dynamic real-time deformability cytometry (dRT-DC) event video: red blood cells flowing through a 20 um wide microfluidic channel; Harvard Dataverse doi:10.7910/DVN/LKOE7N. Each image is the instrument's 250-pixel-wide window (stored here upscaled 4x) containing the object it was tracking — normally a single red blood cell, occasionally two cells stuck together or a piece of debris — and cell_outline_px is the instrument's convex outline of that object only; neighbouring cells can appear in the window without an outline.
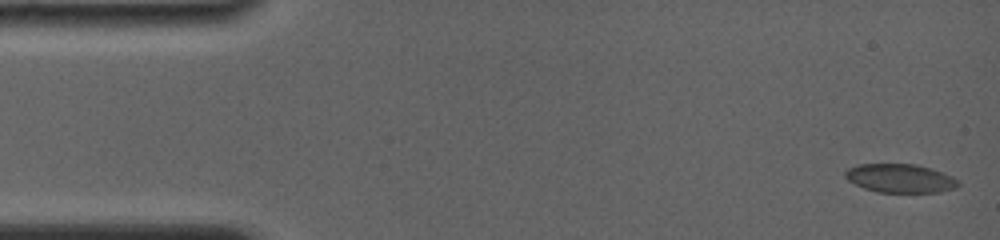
{"species": "common noctule bat (a hibernating species)", "species_latin": "Nyctalus noctula", "temperature_condition": "room temperature", "stored_images_in_passage": 30, "camera_frame_rate_fps": 4000, "um_per_image_px": 0.085, "animal": {"sex": "female", "body_mass_g": 19.0, "forearm_length_mm": 56.7}, "frame": {"image": 1, "passage_image": 1, "time_ms": 0.0, "image_size_px": [1000, 240], "cell_outline_px": [[960, 184], [956, 188], [940, 192], [876, 192], [864, 188], [848, 180], [844, 176], [844, 172], [848, 168], [860, 164], [916, 164], [932, 168], [952, 176], [960, 180]], "centroid_in_image_um": [76.55, 15.15], "position_along_channel_um": 8.5, "area_um2": 19.02}}
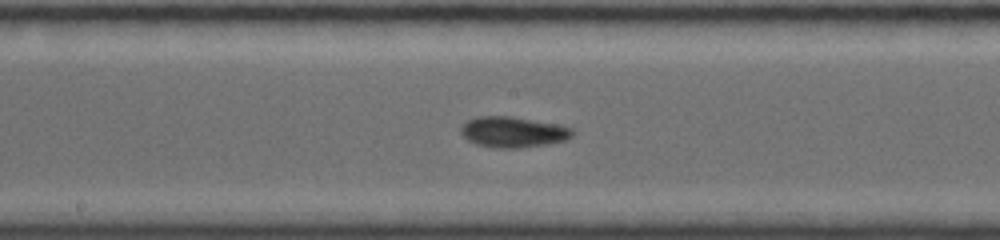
{"frame": {"image": 2, "passage_image": 18, "time_ms": 8.25, "image_size_px": [1000, 240], "cell_outline_px": [[576, 132], [572, 136], [564, 140], [548, 144], [520, 148], [496, 148], [476, 144], [468, 140], [460, 132], [460, 128], [468, 120], [476, 116], [512, 116], [560, 124], [572, 128]], "centroid_in_image_um": [43.64, 11.21], "position_along_channel_um": 204.6, "area_um2": 20.17}}
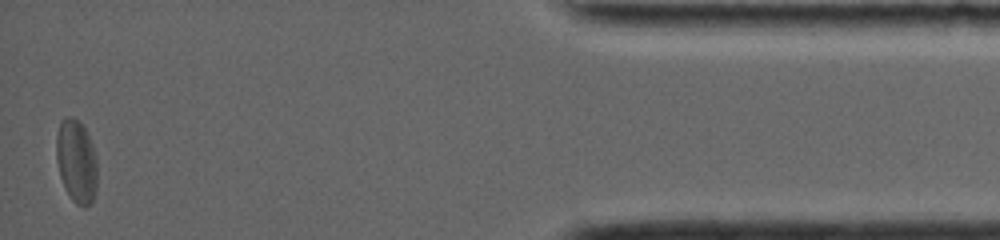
{"frame": {"image": 3, "passage_image": 30, "time_ms": 15.75, "image_size_px": [1000, 240], "cell_outline_px": [[96, 188], [92, 200], [84, 208], [76, 204], [72, 200], [60, 176], [56, 160], [56, 136], [60, 120], [64, 116], [68, 116], [76, 120], [84, 128], [92, 144], [96, 160]], "centroid_in_image_um": [6.47, 13.69], "position_along_channel_um": 428.7, "area_um2": 19.59}, "authors_computed_cell_mechanics": {"area_um2": 18.9584, "velocity_mm_per_s": 3.8066, "shape_relaxation_time_tau1_ms": 3.0183, "shape_relaxation_time_tau2_ms": 2.3547, "deformation_change_tau1": 0.1073, "deformation_change_tau2": 0.0528}}